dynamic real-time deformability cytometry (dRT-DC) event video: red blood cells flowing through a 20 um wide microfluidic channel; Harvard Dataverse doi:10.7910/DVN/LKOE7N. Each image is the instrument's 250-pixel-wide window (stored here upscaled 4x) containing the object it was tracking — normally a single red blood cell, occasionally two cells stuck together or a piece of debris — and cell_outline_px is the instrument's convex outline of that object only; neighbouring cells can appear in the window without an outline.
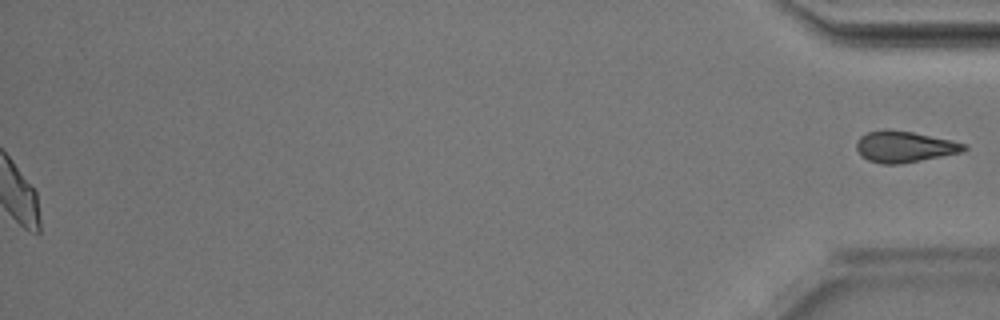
{"species": "Egyptian fruit bat (a non-hibernating species)", "species_latin": "Rousettus aegyptiacus", "temperature_condition": "room temperature", "stored_images_in_passage": 49, "segment_of_instrument_passage": [2, 2], "camera_frame_rate_fps": 3000, "um_per_image_px": 0.085, "animal": {"sex": "male"}, "frame": {"image": 1, "passage_image": 49, "time_ms": 16.0, "image_size_px": [1000, 320], "cell_outline_px": [[968, 148], [964, 152], [900, 164], [880, 164], [868, 160], [860, 156], [856, 148], [856, 144], [860, 136], [868, 132], [912, 132], [952, 140], [968, 144]], "centroid_in_image_um": [76.93, 12.51], "position_along_channel_um": 358.3, "area_um2": 19.19}}